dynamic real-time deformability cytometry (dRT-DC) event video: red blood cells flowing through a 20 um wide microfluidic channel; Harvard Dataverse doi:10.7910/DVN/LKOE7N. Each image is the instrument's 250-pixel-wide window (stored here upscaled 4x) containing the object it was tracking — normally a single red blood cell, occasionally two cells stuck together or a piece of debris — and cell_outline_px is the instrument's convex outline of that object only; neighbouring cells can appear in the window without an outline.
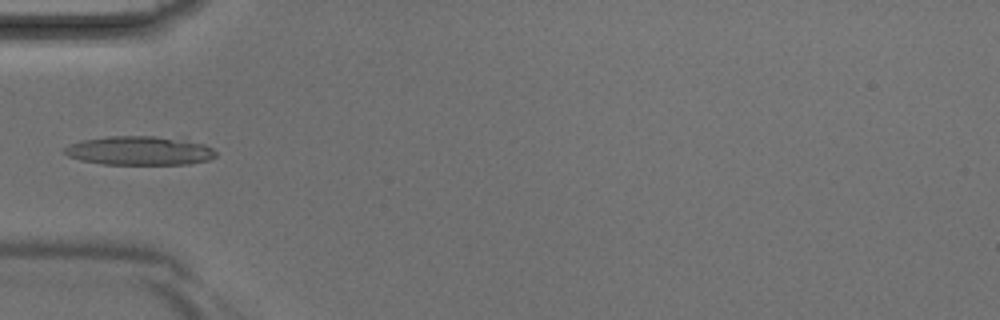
{"species": "Egyptian fruit bat (a non-hibernating species)", "species_latin": "Rousettus aegyptiacus", "temperature_condition": "room temperature", "stored_images_in_passage": 3, "camera_frame_rate_fps": 3000, "um_per_image_px": 0.085, "animal": {"sex": "male"}, "frame": {"image": 1, "passage_image": 3, "time_ms": 0.667, "image_size_px": [1000, 320], "cell_outline_px": [[216, 156], [208, 160], [188, 164], [104, 164], [80, 160], [68, 156], [64, 152], [64, 148], [80, 140], [108, 136], [152, 136], [204, 144], [212, 148], [216, 152]], "centroid_in_image_um": [11.82, 12.81], "position_along_channel_um": 73.2, "area_um2": 25.14}}